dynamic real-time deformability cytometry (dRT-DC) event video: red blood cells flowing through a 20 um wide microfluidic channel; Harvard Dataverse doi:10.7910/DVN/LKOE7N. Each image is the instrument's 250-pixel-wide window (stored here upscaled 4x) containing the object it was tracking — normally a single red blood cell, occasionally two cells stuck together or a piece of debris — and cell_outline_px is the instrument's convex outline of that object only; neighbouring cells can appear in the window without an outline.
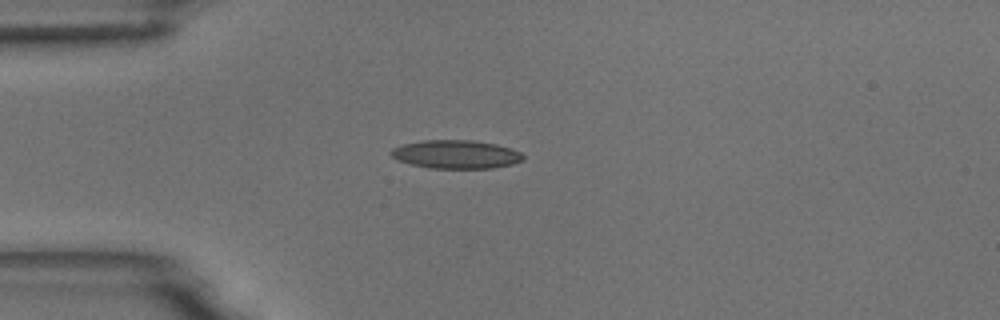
{"species": "common noctule bat (a hibernating species)", "species_latin": "Nyctalus noctula", "temperature_condition": "room temperature", "stored_images_in_passage": 4, "camera_frame_rate_fps": 3000, "um_per_image_px": 0.085, "animal": {"sex": "male", "body_mass_g": 18.8}, "frame": {"image": 1, "passage_image": 1, "time_ms": 0.0, "image_size_px": [1000, 320], "cell_outline_px": [[524, 160], [512, 164], [492, 168], [428, 168], [396, 160], [388, 152], [392, 148], [404, 144], [424, 140], [472, 140], [496, 144], [520, 152], [524, 156]], "centroid_in_image_um": [38.73, 13.12], "position_along_channel_um": 46.3, "area_um2": 21.85}}